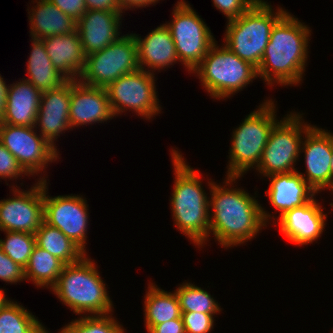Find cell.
<instances>
[{
	"instance_id": "cell-1",
	"label": "cell",
	"mask_w": 333,
	"mask_h": 333,
	"mask_svg": "<svg viewBox=\"0 0 333 333\" xmlns=\"http://www.w3.org/2000/svg\"><path fill=\"white\" fill-rule=\"evenodd\" d=\"M242 177H225L223 184L207 178L209 196L210 234L224 249L240 246L256 238L267 224L262 218L258 194H249L237 181ZM236 188H234L235 186ZM233 185V186H232ZM257 198V199H256Z\"/></svg>"
},
{
	"instance_id": "cell-2",
	"label": "cell",
	"mask_w": 333,
	"mask_h": 333,
	"mask_svg": "<svg viewBox=\"0 0 333 333\" xmlns=\"http://www.w3.org/2000/svg\"><path fill=\"white\" fill-rule=\"evenodd\" d=\"M311 32L305 22L287 11L272 27L257 69L258 78L269 87L299 86L308 65Z\"/></svg>"
},
{
	"instance_id": "cell-3",
	"label": "cell",
	"mask_w": 333,
	"mask_h": 333,
	"mask_svg": "<svg viewBox=\"0 0 333 333\" xmlns=\"http://www.w3.org/2000/svg\"><path fill=\"white\" fill-rule=\"evenodd\" d=\"M177 149L170 151L174 171V187L169 200L172 219L176 229L193 242L195 248L201 249L209 241V196L202 186L200 170H194L186 163L187 159Z\"/></svg>"
},
{
	"instance_id": "cell-4",
	"label": "cell",
	"mask_w": 333,
	"mask_h": 333,
	"mask_svg": "<svg viewBox=\"0 0 333 333\" xmlns=\"http://www.w3.org/2000/svg\"><path fill=\"white\" fill-rule=\"evenodd\" d=\"M88 256L86 254L80 261L65 265L50 292L77 315L111 314L114 304L107 290L108 285L100 276L97 262Z\"/></svg>"
},
{
	"instance_id": "cell-5",
	"label": "cell",
	"mask_w": 333,
	"mask_h": 333,
	"mask_svg": "<svg viewBox=\"0 0 333 333\" xmlns=\"http://www.w3.org/2000/svg\"><path fill=\"white\" fill-rule=\"evenodd\" d=\"M276 113L275 99L269 97L232 131L225 176L244 177L257 169L270 132L279 121Z\"/></svg>"
},
{
	"instance_id": "cell-6",
	"label": "cell",
	"mask_w": 333,
	"mask_h": 333,
	"mask_svg": "<svg viewBox=\"0 0 333 333\" xmlns=\"http://www.w3.org/2000/svg\"><path fill=\"white\" fill-rule=\"evenodd\" d=\"M272 8L268 2L254 3L238 18L226 22L223 44L257 69L270 40L272 27L288 11L281 6Z\"/></svg>"
},
{
	"instance_id": "cell-7",
	"label": "cell",
	"mask_w": 333,
	"mask_h": 333,
	"mask_svg": "<svg viewBox=\"0 0 333 333\" xmlns=\"http://www.w3.org/2000/svg\"><path fill=\"white\" fill-rule=\"evenodd\" d=\"M221 45L216 41L191 73L199 78L210 98L219 101L243 91L258 78L255 66Z\"/></svg>"
},
{
	"instance_id": "cell-8",
	"label": "cell",
	"mask_w": 333,
	"mask_h": 333,
	"mask_svg": "<svg viewBox=\"0 0 333 333\" xmlns=\"http://www.w3.org/2000/svg\"><path fill=\"white\" fill-rule=\"evenodd\" d=\"M303 115V113L292 110L281 120L279 118L271 130L263 150L256 169L258 175L266 177L271 174L298 170L295 166L301 155V143L305 132L312 126L311 123L305 122Z\"/></svg>"
},
{
	"instance_id": "cell-9",
	"label": "cell",
	"mask_w": 333,
	"mask_h": 333,
	"mask_svg": "<svg viewBox=\"0 0 333 333\" xmlns=\"http://www.w3.org/2000/svg\"><path fill=\"white\" fill-rule=\"evenodd\" d=\"M201 16L186 0H178L171 21L165 22L174 41L180 65L188 74L200 64L216 42L213 33Z\"/></svg>"
},
{
	"instance_id": "cell-10",
	"label": "cell",
	"mask_w": 333,
	"mask_h": 333,
	"mask_svg": "<svg viewBox=\"0 0 333 333\" xmlns=\"http://www.w3.org/2000/svg\"><path fill=\"white\" fill-rule=\"evenodd\" d=\"M155 75L138 69L119 77L106 87L114 117L129 110L149 121L161 114Z\"/></svg>"
},
{
	"instance_id": "cell-11",
	"label": "cell",
	"mask_w": 333,
	"mask_h": 333,
	"mask_svg": "<svg viewBox=\"0 0 333 333\" xmlns=\"http://www.w3.org/2000/svg\"><path fill=\"white\" fill-rule=\"evenodd\" d=\"M138 69L135 36L127 33L103 50L87 55L79 81L87 86L106 88L119 77Z\"/></svg>"
},
{
	"instance_id": "cell-12",
	"label": "cell",
	"mask_w": 333,
	"mask_h": 333,
	"mask_svg": "<svg viewBox=\"0 0 333 333\" xmlns=\"http://www.w3.org/2000/svg\"><path fill=\"white\" fill-rule=\"evenodd\" d=\"M37 131L35 126L0 123V142L30 176L40 175L38 180L47 181V166L60 159L61 154Z\"/></svg>"
},
{
	"instance_id": "cell-13",
	"label": "cell",
	"mask_w": 333,
	"mask_h": 333,
	"mask_svg": "<svg viewBox=\"0 0 333 333\" xmlns=\"http://www.w3.org/2000/svg\"><path fill=\"white\" fill-rule=\"evenodd\" d=\"M17 186L9 185L13 196L0 200V231L35 234L44 222V181L28 190Z\"/></svg>"
},
{
	"instance_id": "cell-14",
	"label": "cell",
	"mask_w": 333,
	"mask_h": 333,
	"mask_svg": "<svg viewBox=\"0 0 333 333\" xmlns=\"http://www.w3.org/2000/svg\"><path fill=\"white\" fill-rule=\"evenodd\" d=\"M48 182L44 181V222L60 229L69 239L87 253L89 205L78 195H48Z\"/></svg>"
},
{
	"instance_id": "cell-15",
	"label": "cell",
	"mask_w": 333,
	"mask_h": 333,
	"mask_svg": "<svg viewBox=\"0 0 333 333\" xmlns=\"http://www.w3.org/2000/svg\"><path fill=\"white\" fill-rule=\"evenodd\" d=\"M332 152L333 133L312 125L304 134L300 150V154L304 153L306 170L297 172L316 193L331 191Z\"/></svg>"
},
{
	"instance_id": "cell-16",
	"label": "cell",
	"mask_w": 333,
	"mask_h": 333,
	"mask_svg": "<svg viewBox=\"0 0 333 333\" xmlns=\"http://www.w3.org/2000/svg\"><path fill=\"white\" fill-rule=\"evenodd\" d=\"M264 178L270 181L269 188L265 191L269 203L279 211V215L276 216L261 206L262 218L267 225L271 224L270 221L275 223L276 218L278 220L285 212L304 206L317 194L297 171L271 174Z\"/></svg>"
},
{
	"instance_id": "cell-17",
	"label": "cell",
	"mask_w": 333,
	"mask_h": 333,
	"mask_svg": "<svg viewBox=\"0 0 333 333\" xmlns=\"http://www.w3.org/2000/svg\"><path fill=\"white\" fill-rule=\"evenodd\" d=\"M316 200V196L307 204L301 207L293 208L285 212L274 226H279L280 233L293 245L299 247L309 245L322 236L327 226V214L325 207Z\"/></svg>"
},
{
	"instance_id": "cell-18",
	"label": "cell",
	"mask_w": 333,
	"mask_h": 333,
	"mask_svg": "<svg viewBox=\"0 0 333 333\" xmlns=\"http://www.w3.org/2000/svg\"><path fill=\"white\" fill-rule=\"evenodd\" d=\"M70 92L71 80H67L60 87L44 91L41 95L35 128L56 149L57 138L72 130L69 121Z\"/></svg>"
},
{
	"instance_id": "cell-19",
	"label": "cell",
	"mask_w": 333,
	"mask_h": 333,
	"mask_svg": "<svg viewBox=\"0 0 333 333\" xmlns=\"http://www.w3.org/2000/svg\"><path fill=\"white\" fill-rule=\"evenodd\" d=\"M69 121L71 128L104 123L114 118L106 88L71 80Z\"/></svg>"
},
{
	"instance_id": "cell-20",
	"label": "cell",
	"mask_w": 333,
	"mask_h": 333,
	"mask_svg": "<svg viewBox=\"0 0 333 333\" xmlns=\"http://www.w3.org/2000/svg\"><path fill=\"white\" fill-rule=\"evenodd\" d=\"M122 20L123 13L116 11L86 10L76 24L85 54L101 51L118 40Z\"/></svg>"
},
{
	"instance_id": "cell-21",
	"label": "cell",
	"mask_w": 333,
	"mask_h": 333,
	"mask_svg": "<svg viewBox=\"0 0 333 333\" xmlns=\"http://www.w3.org/2000/svg\"><path fill=\"white\" fill-rule=\"evenodd\" d=\"M134 33L139 69L156 74L179 62L169 28L160 24L144 38ZM171 66V67H170Z\"/></svg>"
},
{
	"instance_id": "cell-22",
	"label": "cell",
	"mask_w": 333,
	"mask_h": 333,
	"mask_svg": "<svg viewBox=\"0 0 333 333\" xmlns=\"http://www.w3.org/2000/svg\"><path fill=\"white\" fill-rule=\"evenodd\" d=\"M53 66L68 80H79L87 55L82 47L78 30L69 34L42 39Z\"/></svg>"
},
{
	"instance_id": "cell-23",
	"label": "cell",
	"mask_w": 333,
	"mask_h": 333,
	"mask_svg": "<svg viewBox=\"0 0 333 333\" xmlns=\"http://www.w3.org/2000/svg\"><path fill=\"white\" fill-rule=\"evenodd\" d=\"M18 81L8 84L4 116L0 123L35 126L42 92L25 78Z\"/></svg>"
},
{
	"instance_id": "cell-24",
	"label": "cell",
	"mask_w": 333,
	"mask_h": 333,
	"mask_svg": "<svg viewBox=\"0 0 333 333\" xmlns=\"http://www.w3.org/2000/svg\"><path fill=\"white\" fill-rule=\"evenodd\" d=\"M31 3L36 5L30 4L27 9L30 37L45 39L54 35L69 34L76 30L77 22L49 0H32Z\"/></svg>"
},
{
	"instance_id": "cell-25",
	"label": "cell",
	"mask_w": 333,
	"mask_h": 333,
	"mask_svg": "<svg viewBox=\"0 0 333 333\" xmlns=\"http://www.w3.org/2000/svg\"><path fill=\"white\" fill-rule=\"evenodd\" d=\"M31 51L27 59V75L25 79L41 92L58 88L68 79L52 64L42 39L31 37Z\"/></svg>"
},
{
	"instance_id": "cell-26",
	"label": "cell",
	"mask_w": 333,
	"mask_h": 333,
	"mask_svg": "<svg viewBox=\"0 0 333 333\" xmlns=\"http://www.w3.org/2000/svg\"><path fill=\"white\" fill-rule=\"evenodd\" d=\"M147 286L143 304L144 326L147 332L155 325L181 318L182 312L175 291H165L150 281Z\"/></svg>"
},
{
	"instance_id": "cell-27",
	"label": "cell",
	"mask_w": 333,
	"mask_h": 333,
	"mask_svg": "<svg viewBox=\"0 0 333 333\" xmlns=\"http://www.w3.org/2000/svg\"><path fill=\"white\" fill-rule=\"evenodd\" d=\"M36 245L57 257L65 265L80 261L86 253L60 229L43 222L35 233Z\"/></svg>"
},
{
	"instance_id": "cell-28",
	"label": "cell",
	"mask_w": 333,
	"mask_h": 333,
	"mask_svg": "<svg viewBox=\"0 0 333 333\" xmlns=\"http://www.w3.org/2000/svg\"><path fill=\"white\" fill-rule=\"evenodd\" d=\"M65 264L46 250L35 245L30 260L24 269L25 282H32L36 288L51 289L57 282Z\"/></svg>"
},
{
	"instance_id": "cell-29",
	"label": "cell",
	"mask_w": 333,
	"mask_h": 333,
	"mask_svg": "<svg viewBox=\"0 0 333 333\" xmlns=\"http://www.w3.org/2000/svg\"><path fill=\"white\" fill-rule=\"evenodd\" d=\"M17 301L0 308V333H45L47 328Z\"/></svg>"
},
{
	"instance_id": "cell-30",
	"label": "cell",
	"mask_w": 333,
	"mask_h": 333,
	"mask_svg": "<svg viewBox=\"0 0 333 333\" xmlns=\"http://www.w3.org/2000/svg\"><path fill=\"white\" fill-rule=\"evenodd\" d=\"M181 312H199L218 315L222 312L220 303L205 289L186 280L174 290Z\"/></svg>"
},
{
	"instance_id": "cell-31",
	"label": "cell",
	"mask_w": 333,
	"mask_h": 333,
	"mask_svg": "<svg viewBox=\"0 0 333 333\" xmlns=\"http://www.w3.org/2000/svg\"><path fill=\"white\" fill-rule=\"evenodd\" d=\"M113 314L80 316L58 329V333H125L126 329Z\"/></svg>"
},
{
	"instance_id": "cell-32",
	"label": "cell",
	"mask_w": 333,
	"mask_h": 333,
	"mask_svg": "<svg viewBox=\"0 0 333 333\" xmlns=\"http://www.w3.org/2000/svg\"><path fill=\"white\" fill-rule=\"evenodd\" d=\"M5 238H0L1 250L23 269L29 263L32 250L36 245L35 234L19 231H3Z\"/></svg>"
},
{
	"instance_id": "cell-33",
	"label": "cell",
	"mask_w": 333,
	"mask_h": 333,
	"mask_svg": "<svg viewBox=\"0 0 333 333\" xmlns=\"http://www.w3.org/2000/svg\"><path fill=\"white\" fill-rule=\"evenodd\" d=\"M28 176L29 174L20 165L17 159L4 147L0 142V179L13 181L15 183L20 177Z\"/></svg>"
},
{
	"instance_id": "cell-34",
	"label": "cell",
	"mask_w": 333,
	"mask_h": 333,
	"mask_svg": "<svg viewBox=\"0 0 333 333\" xmlns=\"http://www.w3.org/2000/svg\"><path fill=\"white\" fill-rule=\"evenodd\" d=\"M214 316V317H213ZM186 333H210L214 329L215 314L182 312Z\"/></svg>"
},
{
	"instance_id": "cell-35",
	"label": "cell",
	"mask_w": 333,
	"mask_h": 333,
	"mask_svg": "<svg viewBox=\"0 0 333 333\" xmlns=\"http://www.w3.org/2000/svg\"><path fill=\"white\" fill-rule=\"evenodd\" d=\"M0 281L19 284L25 281L24 269L11 260L0 248Z\"/></svg>"
},
{
	"instance_id": "cell-36",
	"label": "cell",
	"mask_w": 333,
	"mask_h": 333,
	"mask_svg": "<svg viewBox=\"0 0 333 333\" xmlns=\"http://www.w3.org/2000/svg\"><path fill=\"white\" fill-rule=\"evenodd\" d=\"M213 5L228 20L238 18L246 12L255 2L253 0H212Z\"/></svg>"
},
{
	"instance_id": "cell-37",
	"label": "cell",
	"mask_w": 333,
	"mask_h": 333,
	"mask_svg": "<svg viewBox=\"0 0 333 333\" xmlns=\"http://www.w3.org/2000/svg\"><path fill=\"white\" fill-rule=\"evenodd\" d=\"M56 5L63 13L69 15L74 21H78L86 12L84 0H49Z\"/></svg>"
},
{
	"instance_id": "cell-38",
	"label": "cell",
	"mask_w": 333,
	"mask_h": 333,
	"mask_svg": "<svg viewBox=\"0 0 333 333\" xmlns=\"http://www.w3.org/2000/svg\"><path fill=\"white\" fill-rule=\"evenodd\" d=\"M148 333H186L183 319L176 318L162 324L155 325Z\"/></svg>"
},
{
	"instance_id": "cell-39",
	"label": "cell",
	"mask_w": 333,
	"mask_h": 333,
	"mask_svg": "<svg viewBox=\"0 0 333 333\" xmlns=\"http://www.w3.org/2000/svg\"><path fill=\"white\" fill-rule=\"evenodd\" d=\"M87 10H102V11H116L118 13L124 12L118 0H84Z\"/></svg>"
},
{
	"instance_id": "cell-40",
	"label": "cell",
	"mask_w": 333,
	"mask_h": 333,
	"mask_svg": "<svg viewBox=\"0 0 333 333\" xmlns=\"http://www.w3.org/2000/svg\"><path fill=\"white\" fill-rule=\"evenodd\" d=\"M159 1L160 0H118V3L121 9L125 12L127 10H135L138 8H146L150 5H156Z\"/></svg>"
},
{
	"instance_id": "cell-41",
	"label": "cell",
	"mask_w": 333,
	"mask_h": 333,
	"mask_svg": "<svg viewBox=\"0 0 333 333\" xmlns=\"http://www.w3.org/2000/svg\"><path fill=\"white\" fill-rule=\"evenodd\" d=\"M8 85L0 74V122L4 116Z\"/></svg>"
},
{
	"instance_id": "cell-42",
	"label": "cell",
	"mask_w": 333,
	"mask_h": 333,
	"mask_svg": "<svg viewBox=\"0 0 333 333\" xmlns=\"http://www.w3.org/2000/svg\"><path fill=\"white\" fill-rule=\"evenodd\" d=\"M4 290V288H0V308L4 307L9 301L12 300L11 298H8Z\"/></svg>"
},
{
	"instance_id": "cell-43",
	"label": "cell",
	"mask_w": 333,
	"mask_h": 333,
	"mask_svg": "<svg viewBox=\"0 0 333 333\" xmlns=\"http://www.w3.org/2000/svg\"><path fill=\"white\" fill-rule=\"evenodd\" d=\"M333 191V152H332V158H331V193Z\"/></svg>"
},
{
	"instance_id": "cell-44",
	"label": "cell",
	"mask_w": 333,
	"mask_h": 333,
	"mask_svg": "<svg viewBox=\"0 0 333 333\" xmlns=\"http://www.w3.org/2000/svg\"><path fill=\"white\" fill-rule=\"evenodd\" d=\"M255 3H267L265 0H253Z\"/></svg>"
}]
</instances>
